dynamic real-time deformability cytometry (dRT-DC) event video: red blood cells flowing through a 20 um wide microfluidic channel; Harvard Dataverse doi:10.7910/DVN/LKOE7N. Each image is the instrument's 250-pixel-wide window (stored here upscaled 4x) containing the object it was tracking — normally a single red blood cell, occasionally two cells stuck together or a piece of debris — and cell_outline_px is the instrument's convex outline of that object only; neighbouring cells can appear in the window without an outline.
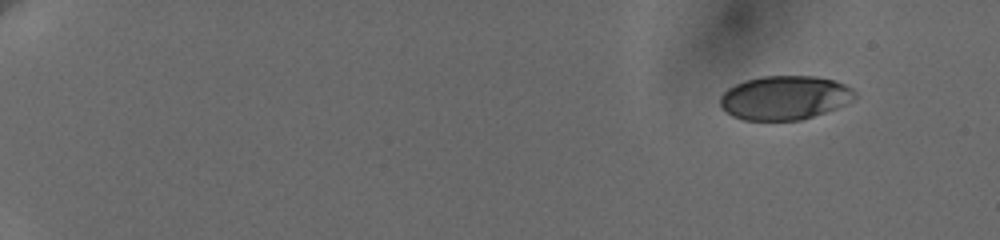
{"species": "human", "species_latin": "Homo sapiens", "temperature_condition": "cold", "stored_images_in_passage": 40, "camera_frame_rate_fps": 3000, "um_per_image_px": 0.085, "donor": {"sex": "female"}, "frame": {"image": 1, "passage_image": 1, "time_ms": 0.0, "image_size_px": [1000, 240], "cell_outline_px": [[856, 96], [852, 100], [836, 108], [800, 120], [744, 120], [732, 116], [720, 104], [720, 96], [728, 88], [744, 80], [760, 76], [816, 76], [832, 80], [844, 84], [852, 88], [856, 92]], "centroid_in_image_um": [66.69, 8.3], "position_along_channel_um": 18.3, "area_um2": 34.33}}
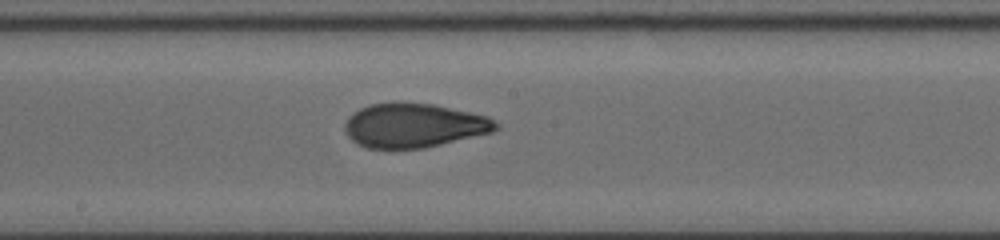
{"frame": {"image": 2, "passage_image": 23, "time_ms": 10.0, "image_size_px": [1000, 240], "cell_outline_px": [[500, 128], [492, 132], [424, 148], [368, 148], [352, 140], [344, 132], [344, 124], [348, 116], [352, 112], [368, 104], [432, 104], [488, 116], [496, 120], [500, 124]], "centroid_in_image_um": [35.19, 10.67], "position_along_channel_um": 213.0, "area_um2": 38.49}}
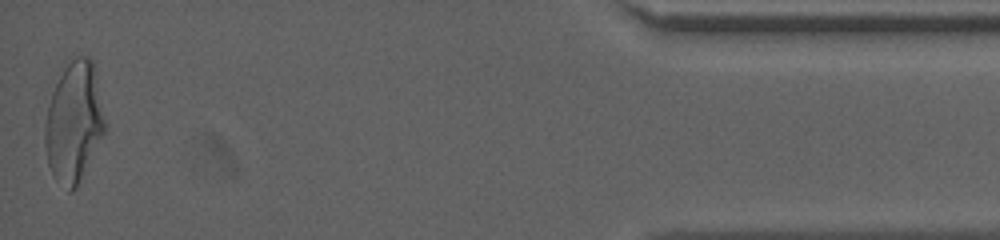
{"frame": {"image": 3, "passage_image": 40, "time_ms": 17.667, "image_size_px": [1000, 240], "cell_outline_px": [[104, 132], [76, 188], [72, 192], [68, 192], [52, 176], [48, 164], [44, 140], [44, 124], [52, 92], [64, 60], [68, 56], [88, 56], [92, 60], [96, 72], [104, 120]], "centroid_in_image_um": [6.24, 10.32], "position_along_channel_um": 429.0, "area_um2": 42.25}, "authors_computed_cell_mechanics": {"area_um2": 37.7723, "velocity_mm_per_s": 3.6559, "shape_relaxation_time_tau1_ms": 6.6062, "shape_relaxation_time_tau2_ms": 1.0818, "deformation_change_tau1": 0.192, "deformation_change_tau2": 0.0616}}